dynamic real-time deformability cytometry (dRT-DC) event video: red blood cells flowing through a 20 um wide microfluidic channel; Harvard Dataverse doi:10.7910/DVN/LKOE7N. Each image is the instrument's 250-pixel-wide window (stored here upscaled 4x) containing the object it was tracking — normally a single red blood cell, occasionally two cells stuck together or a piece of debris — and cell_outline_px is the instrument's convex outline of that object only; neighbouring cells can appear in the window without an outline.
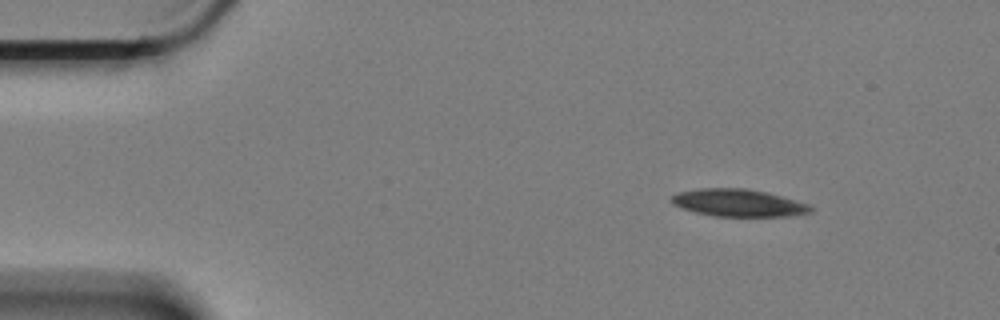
{"species": "Egyptian fruit bat (a non-hibernating species)", "species_latin": "Rousettus aegyptiacus", "temperature_condition": "cold", "stored_images_in_passage": 9, "camera_frame_rate_fps": 3000, "um_per_image_px": 0.085, "animal": {"sex": "female"}, "frame": {"image": 1, "passage_image": 1, "time_ms": 0.0, "image_size_px": [1000, 320], "cell_outline_px": [[816, 208], [812, 212], [788, 216], [716, 216], [696, 212], [680, 208], [672, 204], [668, 200], [676, 192], [700, 188], [744, 188], [768, 192], [812, 204]], "centroid_in_image_um": [62.79, 17.23], "position_along_channel_um": 22.2, "area_um2": 22.6}}
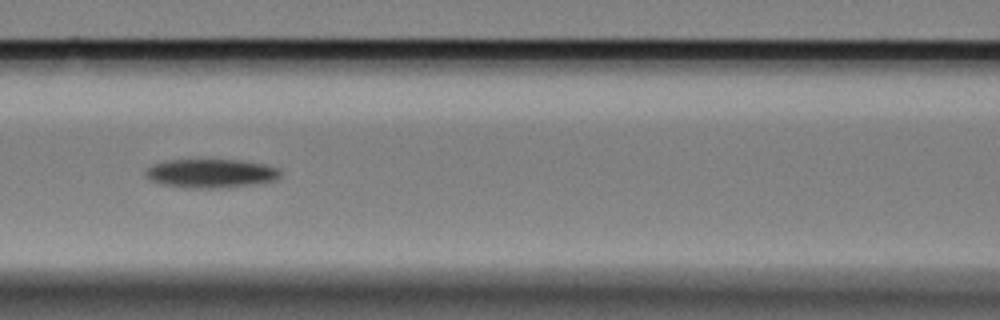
{"frame": {"image": 2, "passage_image": 6, "time_ms": 1.667, "image_size_px": [1000, 320], "cell_outline_px": [[280, 176], [276, 180], [256, 184], [212, 188], [192, 188], [164, 184], [152, 180], [144, 172], [152, 164], [164, 160], [240, 160], [264, 164], [280, 168]], "centroid_in_image_um": [17.96, 14.72], "position_along_channel_um": 148.6, "area_um2": 22.43}}
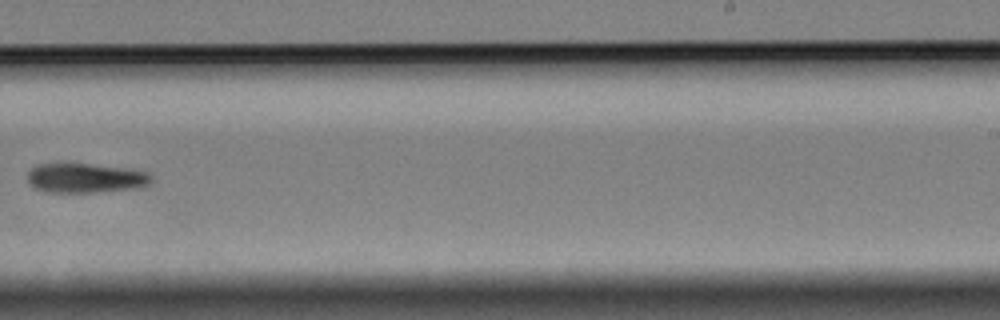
{"frame": {"image": 3, "passage_image": 9, "time_ms": 2.667, "image_size_px": [1000, 320], "cell_outline_px": [[152, 180], [148, 184], [140, 188], [92, 192], [44, 192], [36, 188], [28, 180], [28, 172], [36, 164], [60, 160], [64, 160], [132, 168], [148, 172], [152, 176]], "centroid_in_image_um": [7.25, 15.07], "position_along_channel_um": 281.7, "area_um2": 22.43}}